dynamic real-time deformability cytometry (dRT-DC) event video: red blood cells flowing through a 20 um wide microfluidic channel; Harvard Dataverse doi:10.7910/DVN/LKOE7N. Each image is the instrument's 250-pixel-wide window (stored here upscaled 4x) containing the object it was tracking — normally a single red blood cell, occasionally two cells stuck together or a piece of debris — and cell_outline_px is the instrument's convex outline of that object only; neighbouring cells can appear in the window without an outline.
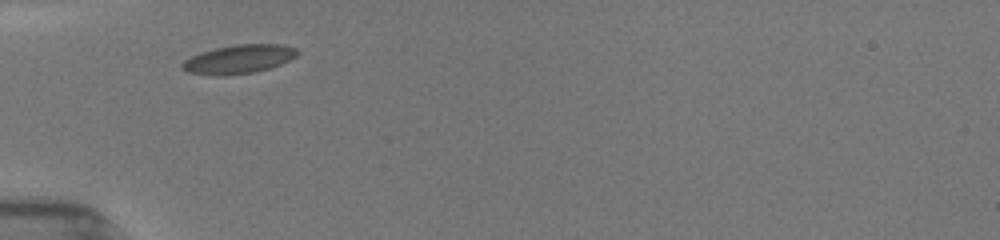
{"species": "common noctule bat (a hibernating species)", "species_latin": "Nyctalus noctula", "temperature_condition": "room temperature", "stored_images_in_passage": 17, "camera_frame_rate_fps": 3000, "um_per_image_px": 0.085, "animal": {"sex": "female", "body_mass_g": 19.5, "forearm_length_mm": 54.1}, "frame": {"image": 1, "passage_image": 1, "time_ms": 0.0, "image_size_px": [1000, 240], "cell_outline_px": [[300, 52], [296, 56], [280, 64], [256, 72], [224, 76], [216, 76], [188, 72], [180, 68], [180, 64], [184, 60], [200, 52], [216, 48], [236, 44], [280, 44], [296, 48]], "centroid_in_image_um": [20.27, 5.03], "position_along_channel_um": 64.7, "area_um2": 19.36}}
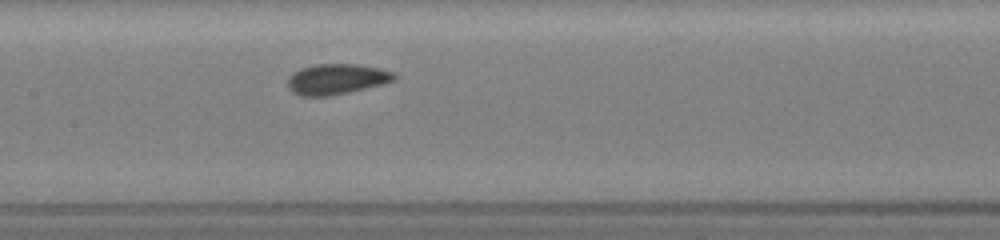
{"frame": {"image": 2, "passage_image": 8, "time_ms": 3.0, "image_size_px": [1000, 240], "cell_outline_px": [[396, 80], [332, 96], [300, 96], [292, 92], [288, 88], [288, 76], [292, 72], [300, 68], [316, 64], [356, 64], [380, 68], [396, 72]], "centroid_in_image_um": [28.58, 6.72], "position_along_channel_um": 178.8, "area_um2": 19.07}}
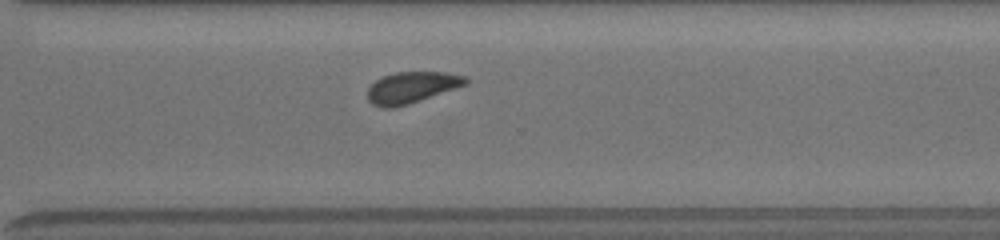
{"frame": {"image": 3, "passage_image": 17, "time_ms": 7.0, "image_size_px": [1000, 240], "cell_outline_px": [[468, 84], [408, 104], [392, 108], [380, 108], [372, 104], [368, 100], [368, 88], [376, 80], [384, 76], [396, 72], [448, 72], [464, 76], [468, 80]], "centroid_in_image_um": [34.98, 7.43], "position_along_channel_um": 335.6, "area_um2": 17.8}}